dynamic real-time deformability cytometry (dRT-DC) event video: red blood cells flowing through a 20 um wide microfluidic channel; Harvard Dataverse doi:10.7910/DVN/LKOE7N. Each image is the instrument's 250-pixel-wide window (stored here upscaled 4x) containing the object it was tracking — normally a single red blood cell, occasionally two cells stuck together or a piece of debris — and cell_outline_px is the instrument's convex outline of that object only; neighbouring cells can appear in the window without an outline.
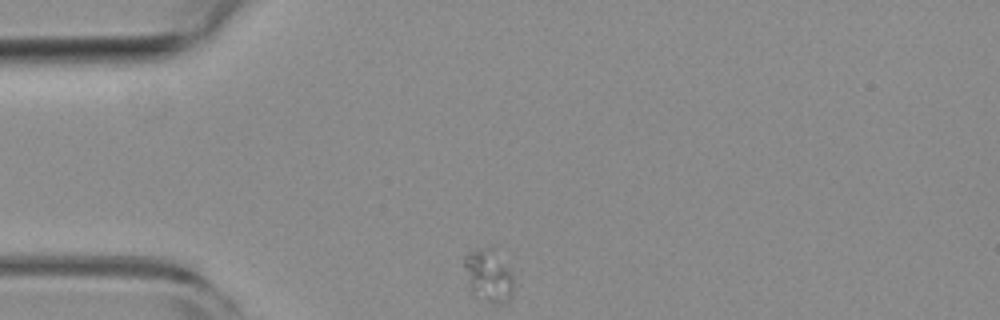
{"species": "common noctule bat (a hibernating species)", "species_latin": "Nyctalus noctula", "temperature_condition": "room temperature", "stored_images_in_passage": 37, "camera_frame_rate_fps": 3000, "um_per_image_px": 0.085, "animal": {"sex": "female", "body_mass_g": 19.3, "forearm_length_mm": 54.1}, "frame": {"image": 1, "passage_image": 1, "time_ms": 0.0, "image_size_px": [1000, 320], "cell_outline_px": [[512, 296], [508, 300], [496, 304], [492, 304], [472, 292], [468, 288], [464, 264], [464, 256], [480, 248], [492, 244], [500, 244], [512, 272]], "centroid_in_image_um": [41.58, 23.29], "position_along_channel_um": 43.4, "area_um2": 16.07}}
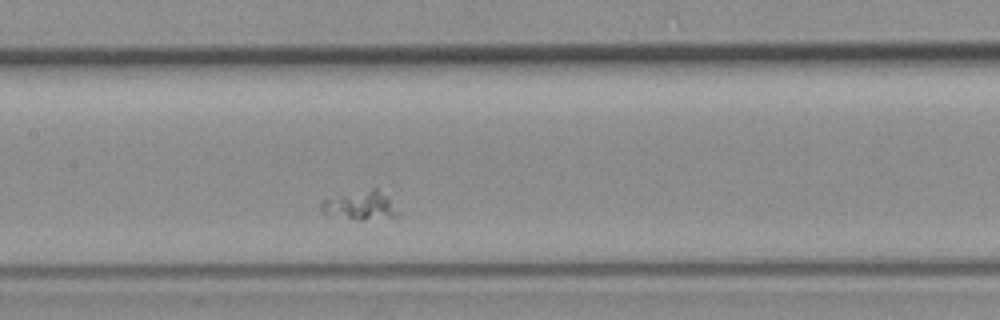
{"frame": {"image": 2, "passage_image": 16, "time_ms": 5.0, "image_size_px": [1000, 320], "cell_outline_px": [[400, 212], [396, 216], [364, 220], [356, 220], [324, 212], [320, 208], [320, 200], [324, 196], [372, 188], [376, 188]], "centroid_in_image_um": [30.52, 17.43], "position_along_channel_um": 176.9, "area_um2": 12.89}}
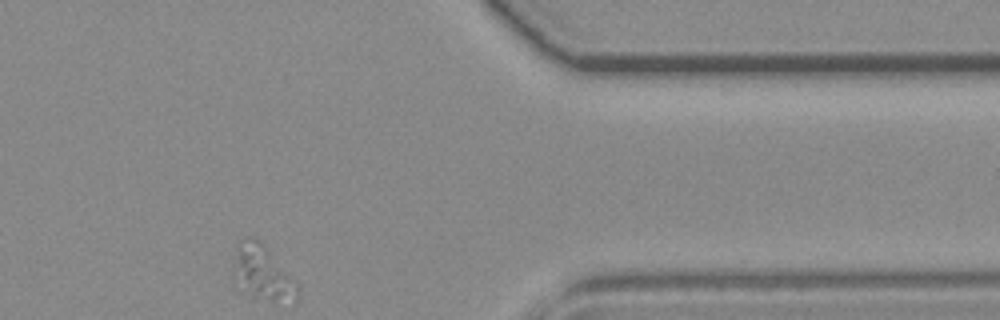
{"frame": {"image": 3, "passage_image": 37, "time_ms": 12.0, "image_size_px": [1000, 320], "cell_outline_px": [[300, 296], [296, 300], [272, 300], [252, 296], [240, 292], [236, 288], [232, 276], [232, 264], [236, 248], [240, 240], [248, 236], [256, 236], [264, 244], [296, 284], [300, 292]], "centroid_in_image_um": [22.2, 23.17], "position_along_channel_um": 389.2, "area_um2": 20.63}}